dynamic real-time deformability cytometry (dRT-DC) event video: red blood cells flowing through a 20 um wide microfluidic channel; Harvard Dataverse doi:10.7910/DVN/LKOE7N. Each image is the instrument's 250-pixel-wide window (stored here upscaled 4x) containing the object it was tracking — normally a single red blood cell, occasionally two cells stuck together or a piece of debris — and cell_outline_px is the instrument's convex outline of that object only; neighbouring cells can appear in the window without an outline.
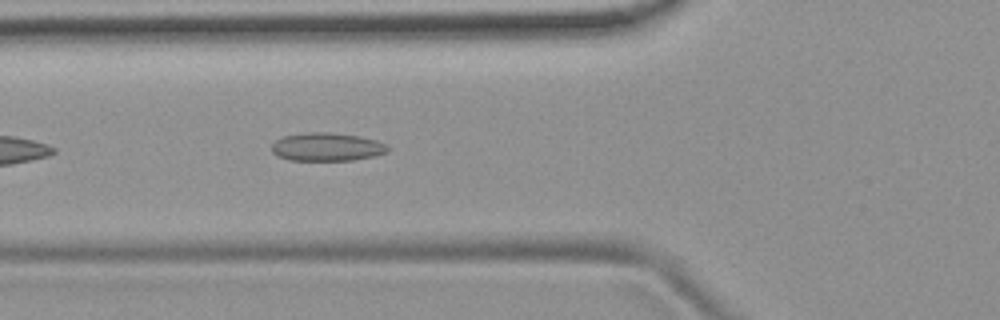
{"species": "common noctule bat (a hibernating species)", "species_latin": "Nyctalus noctula", "temperature_condition": "room temperature", "stored_images_in_passage": 12, "camera_frame_rate_fps": 3000, "um_per_image_px": 0.085, "animal": {"sex": "female", "body_mass_g": 19.9}, "frame": {"image": 1, "passage_image": 6, "time_ms": 1.667, "image_size_px": [1000, 320], "cell_outline_px": [[388, 152], [376, 156], [352, 160], [288, 160], [276, 156], [272, 152], [272, 144], [276, 140], [284, 136], [308, 132], [324, 132], [360, 136], [376, 140], [384, 144], [388, 148]], "centroid_in_image_um": [27.77, 12.49], "position_along_channel_um": 98.0, "area_um2": 19.07}}
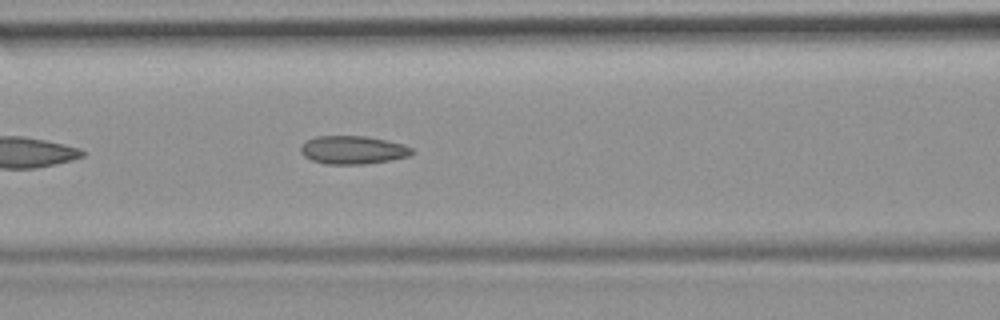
{"frame": {"image": 2, "passage_image": 9, "time_ms": 2.667, "image_size_px": [1000, 320], "cell_outline_px": [[416, 152], [408, 156], [388, 160], [364, 164], [324, 164], [312, 160], [304, 156], [300, 152], [300, 148], [308, 140], [316, 136], [364, 136], [404, 144], [412, 148]], "centroid_in_image_um": [30.0, 12.75], "position_along_channel_um": 136.6, "area_um2": 18.15}}